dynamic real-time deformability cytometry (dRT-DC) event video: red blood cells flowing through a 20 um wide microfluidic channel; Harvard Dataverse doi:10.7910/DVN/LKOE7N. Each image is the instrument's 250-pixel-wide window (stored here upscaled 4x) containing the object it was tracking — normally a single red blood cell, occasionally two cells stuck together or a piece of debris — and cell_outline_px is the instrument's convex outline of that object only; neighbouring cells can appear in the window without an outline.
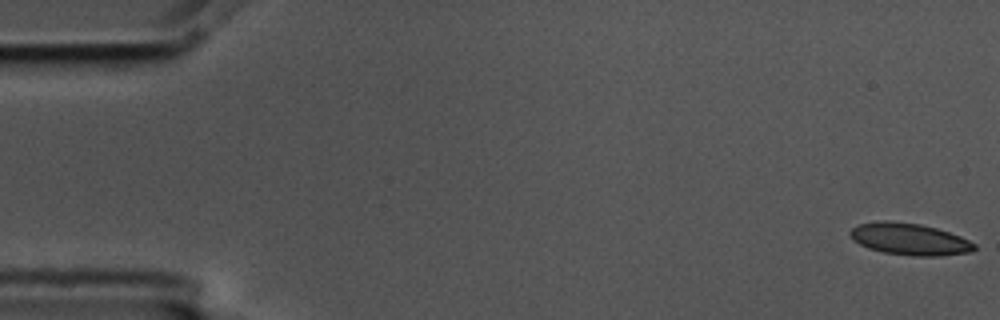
{"species": "common noctule bat (a hibernating species)", "species_latin": "Nyctalus noctula", "temperature_condition": "cold", "stored_images_in_passage": 57, "camera_frame_rate_fps": 3000, "um_per_image_px": 0.085, "animal": {"sex": "male", "body_mass_g": 17.5, "forearm_length_mm": 52.3}, "frame": {"image": 1, "passage_image": 1, "time_ms": 0.0, "image_size_px": [1000, 320], "cell_outline_px": [[976, 248], [972, 252], [940, 256], [912, 256], [884, 252], [868, 248], [852, 240], [848, 232], [852, 228], [860, 224], [880, 220], [888, 220], [920, 224], [936, 228], [960, 236], [976, 244]], "centroid_in_image_um": [77.3, 20.33], "position_along_channel_um": 7.7, "area_um2": 23.12}}
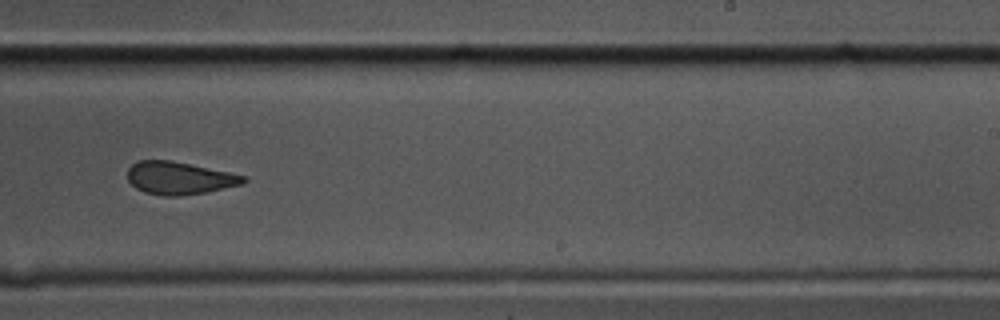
{"frame": {"image": 2, "passage_image": 35, "time_ms": 11.333, "image_size_px": [1000, 320], "cell_outline_px": [[248, 180], [244, 184], [208, 192], [180, 196], [164, 196], [144, 192], [136, 188], [128, 180], [128, 168], [136, 160], [168, 160], [228, 172], [244, 176]], "centroid_in_image_um": [15.23, 15.15], "position_along_channel_um": 273.8, "area_um2": 22.02}}
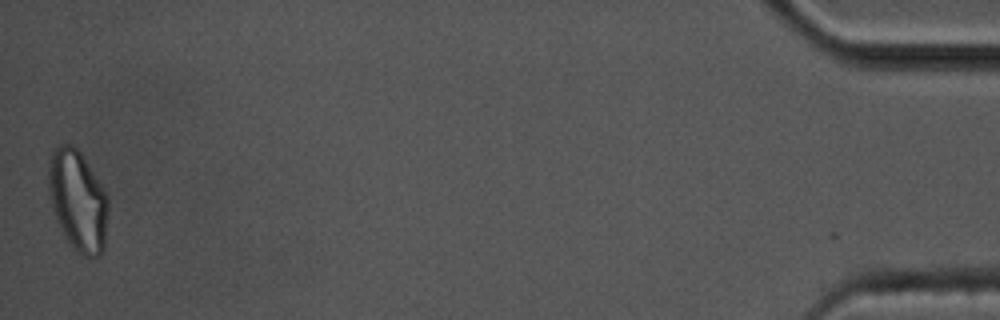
{"frame": {"image": 3, "passage_image": 56, "time_ms": 18.333, "image_size_px": [1000, 320], "cell_outline_px": [[108, 212], [104, 248], [100, 256], [84, 256], [64, 236], [56, 220], [48, 188], [48, 168], [52, 152], [60, 144], [72, 144], [80, 152], [108, 196]], "centroid_in_image_um": [6.62, 17.04], "position_along_channel_um": 428.6, "area_um2": 34.62}, "authors_computed_cell_mechanics": {"area_um2": 23.1778, "velocity_mm_per_s": 3.5578, "shape_relaxation_time_tau1_ms": 7.1173, "shape_relaxation_time_tau2_ms": 2.5299, "deformation_change_tau1": 0.1463, "deformation_change_tau2": 0.0993}}